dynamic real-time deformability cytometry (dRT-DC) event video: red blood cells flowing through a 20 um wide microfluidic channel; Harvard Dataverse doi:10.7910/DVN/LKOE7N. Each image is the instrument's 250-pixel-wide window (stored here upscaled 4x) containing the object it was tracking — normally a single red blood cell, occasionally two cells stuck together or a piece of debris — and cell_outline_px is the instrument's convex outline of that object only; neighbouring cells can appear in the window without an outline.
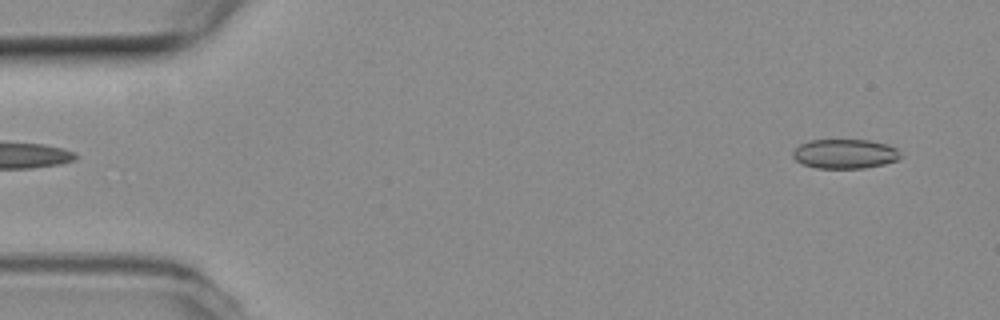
{"species": "common noctule bat (a hibernating species)", "species_latin": "Nyctalus noctula", "temperature_condition": "room temperature", "stored_images_in_passage": 53, "camera_frame_rate_fps": 3000, "um_per_image_px": 0.085, "animal": {"sex": "female", "body_mass_g": 19.3, "forearm_length_mm": 54.1}, "frame": {"image": 1, "passage_image": 3, "time_ms": 0.667, "image_size_px": [1000, 320], "cell_outline_px": [[900, 160], [884, 164], [864, 168], [816, 168], [804, 164], [796, 160], [792, 156], [792, 152], [800, 144], [808, 140], [868, 140], [888, 144], [896, 148], [900, 152]], "centroid_in_image_um": [71.83, 13.07], "position_along_channel_um": 13.2, "area_um2": 18.55}}
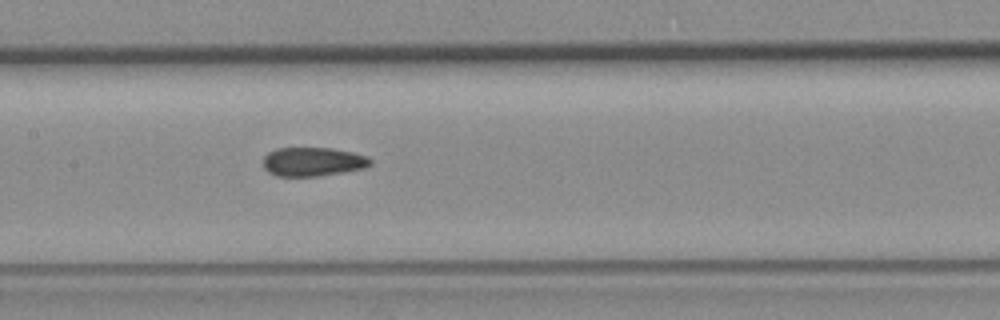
{"frame": {"image": 2, "passage_image": 25, "time_ms": 8.0, "image_size_px": [1000, 320], "cell_outline_px": [[372, 164], [364, 168], [344, 172], [316, 176], [276, 176], [268, 172], [264, 168], [264, 156], [268, 152], [276, 148], [332, 148], [352, 152], [368, 156], [372, 160]], "centroid_in_image_um": [26.6, 13.74], "position_along_channel_um": 180.8, "area_um2": 18.15}}
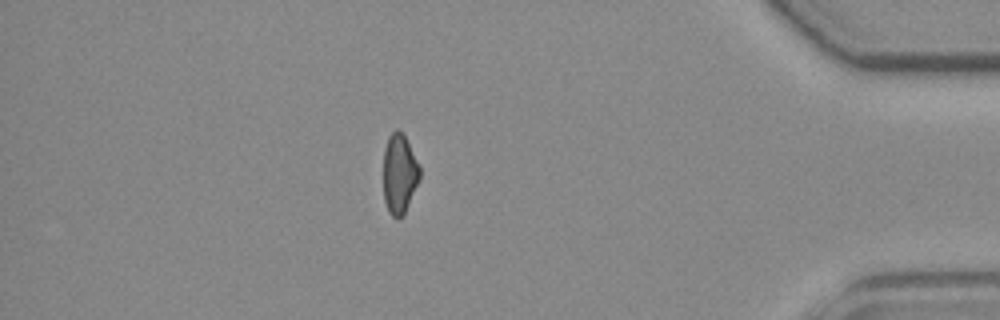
{"frame": {"image": 3, "passage_image": 46, "time_ms": 15.0, "image_size_px": [1000, 320], "cell_outline_px": [[420, 180], [404, 212], [396, 220], [388, 212], [384, 200], [384, 148], [388, 136], [396, 128], [404, 136], [420, 168]], "centroid_in_image_um": [33.93, 14.79], "position_along_channel_um": 401.3, "area_um2": 16.65}, "authors_computed_cell_mechanics": {"area_um2": 18.4382, "velocity_mm_per_s": 3.8031, "shape_relaxation_time_tau1_ms": null, "shape_relaxation_time_tau2_ms": 2.4416, "deformation_change_tau1": null, "deformation_change_tau2": 0.0874}}